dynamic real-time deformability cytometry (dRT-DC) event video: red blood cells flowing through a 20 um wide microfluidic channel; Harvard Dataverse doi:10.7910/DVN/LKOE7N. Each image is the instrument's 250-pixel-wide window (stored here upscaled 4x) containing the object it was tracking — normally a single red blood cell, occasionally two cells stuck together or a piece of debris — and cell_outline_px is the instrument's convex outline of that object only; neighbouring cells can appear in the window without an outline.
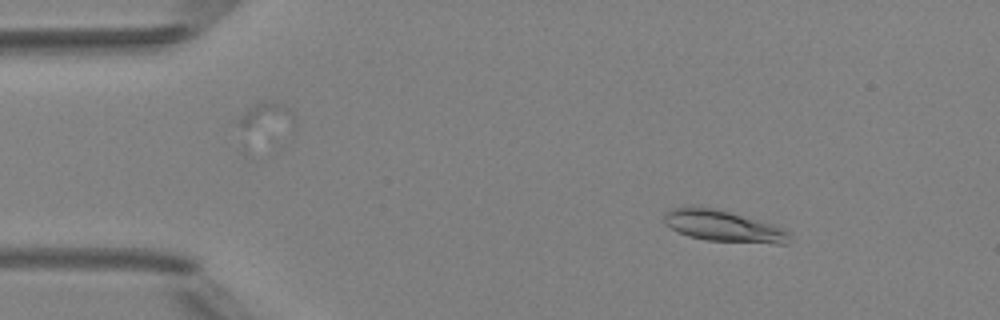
{"species": "Egyptian fruit bat (a non-hibernating species)", "species_latin": "Rousettus aegyptiacus", "temperature_condition": "room temperature", "stored_images_in_passage": 50, "camera_frame_rate_fps": 3000, "um_per_image_px": 0.085, "animal": {"sex": "female"}, "frame": {"image": 1, "passage_image": 7, "time_ms": 2.0, "image_size_px": [1000, 320], "cell_outline_px": [[792, 240], [788, 244], [776, 244], [708, 240], [688, 236], [672, 228], [664, 220], [664, 216], [672, 208], [692, 204], [716, 208], [776, 224], [788, 232]], "centroid_in_image_um": [61.55, 19.2], "position_along_channel_um": 23.5, "area_um2": 23.24}}
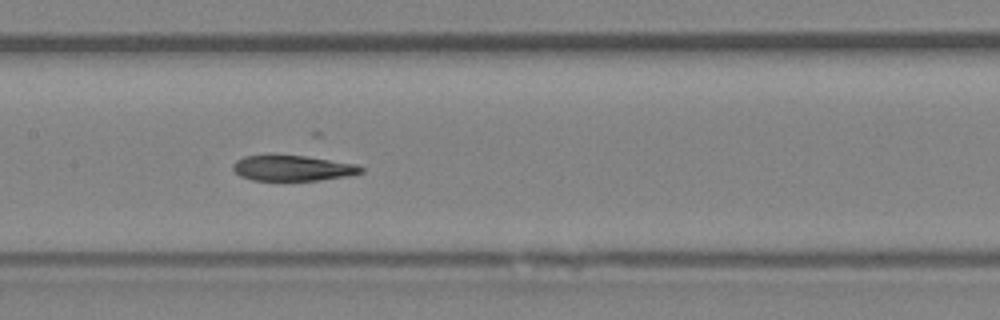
{"frame": {"image": 2, "passage_image": 24, "time_ms": 7.667, "image_size_px": [1000, 320], "cell_outline_px": [[364, 172], [348, 176], [320, 180], [252, 180], [240, 176], [232, 168], [232, 164], [236, 160], [244, 156], [304, 156], [356, 164], [364, 168]], "centroid_in_image_um": [24.89, 14.3], "position_along_channel_um": 182.5, "area_um2": 18.79}}
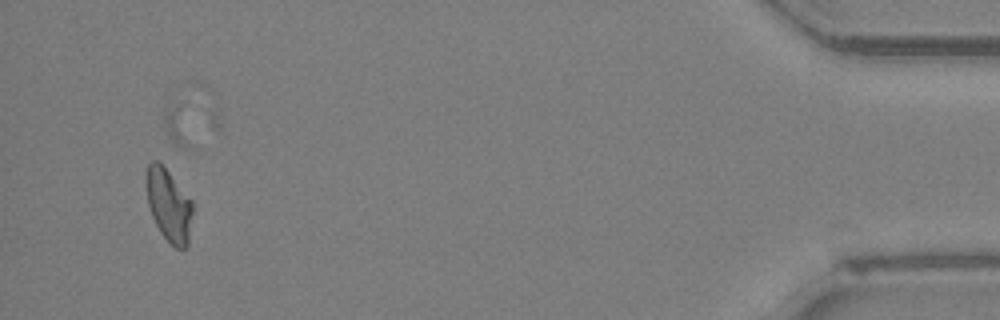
{"frame": {"image": 3, "passage_image": 47, "time_ms": 15.333, "image_size_px": [1000, 320], "cell_outline_px": [[192, 212], [188, 244], [184, 248], [176, 248], [160, 232], [152, 216], [148, 204], [148, 164], [152, 160], [156, 160], [168, 172], [192, 200]], "centroid_in_image_um": [14.37, 17.47], "position_along_channel_um": 420.8, "area_um2": 18.84}}